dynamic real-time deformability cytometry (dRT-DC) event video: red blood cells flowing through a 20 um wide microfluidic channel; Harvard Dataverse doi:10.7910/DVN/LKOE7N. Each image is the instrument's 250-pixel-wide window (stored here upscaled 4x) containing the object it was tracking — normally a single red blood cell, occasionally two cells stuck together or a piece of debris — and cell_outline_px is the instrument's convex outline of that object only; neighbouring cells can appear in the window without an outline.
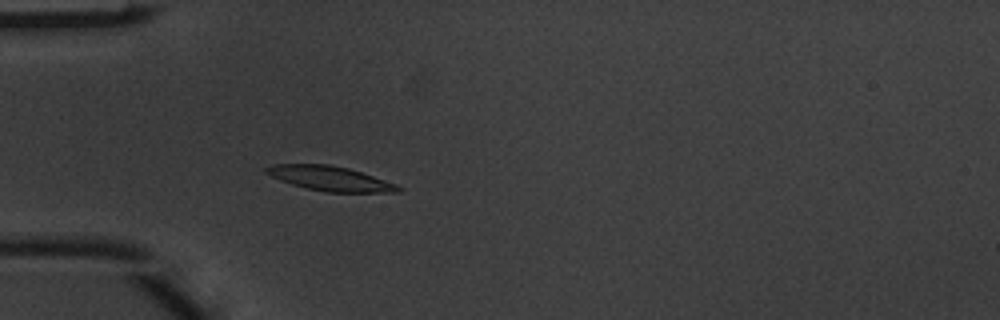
{"species": "common noctule bat (a hibernating species)", "species_latin": "Nyctalus noctula", "temperature_condition": "warm", "stored_images_in_passage": 3, "camera_frame_rate_fps": 3000, "um_per_image_px": 0.085, "animal": {"sex": "male", "body_mass_g": 20.1, "forearm_length_mm": 53.5}, "frame": {"image": 1, "passage_image": 3, "time_ms": 0.667, "image_size_px": [1000, 320], "cell_outline_px": [[404, 188], [400, 192], [328, 192], [308, 188], [292, 184], [280, 180], [264, 172], [264, 168], [272, 164], [328, 164], [348, 168], [396, 184]], "centroid_in_image_um": [28.05, 15.17], "position_along_channel_um": 57.0, "area_um2": 18.73}}